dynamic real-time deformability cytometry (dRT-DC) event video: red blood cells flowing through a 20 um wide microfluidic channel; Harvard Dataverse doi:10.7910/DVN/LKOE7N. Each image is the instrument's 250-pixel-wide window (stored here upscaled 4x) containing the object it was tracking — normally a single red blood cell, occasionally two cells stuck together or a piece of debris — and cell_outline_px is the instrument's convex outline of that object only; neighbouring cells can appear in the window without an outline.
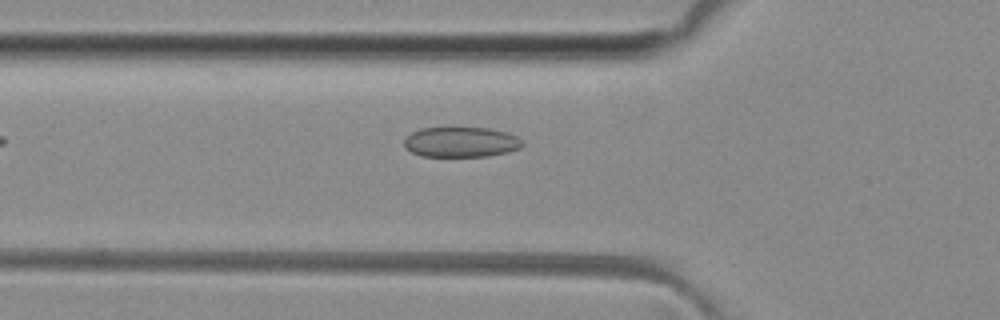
{"species": "common noctule bat (a hibernating species)", "species_latin": "Nyctalus noctula", "temperature_condition": "room temperature", "stored_images_in_passage": 32, "camera_frame_rate_fps": 3000, "um_per_image_px": 0.085, "animal": {"sex": "female", "body_mass_g": 29.2, "forearm_length_mm": 56.3}, "frame": {"image": 1, "passage_image": 4, "time_ms": 1.0, "image_size_px": [1000, 320], "cell_outline_px": [[524, 144], [520, 148], [508, 152], [488, 156], [420, 156], [412, 152], [404, 144], [404, 136], [420, 128], [452, 124], [488, 128], [504, 132], [516, 136], [524, 140]], "centroid_in_image_um": [39.16, 12.02], "position_along_channel_um": 86.6, "area_um2": 21.79}}
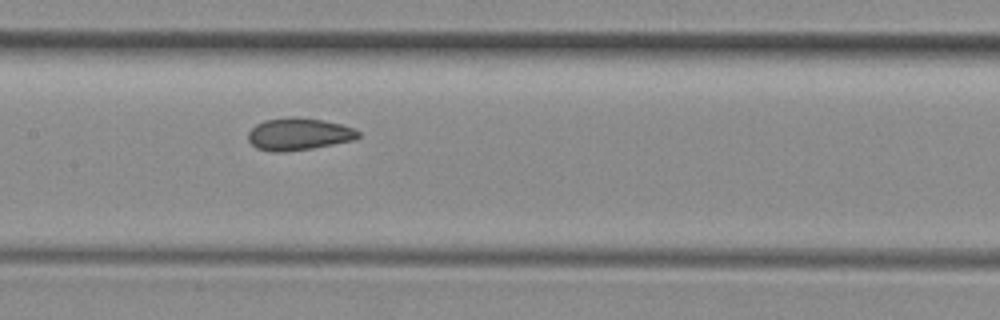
{"frame": {"image": 2, "passage_image": 11, "time_ms": 3.333, "image_size_px": [1000, 320], "cell_outline_px": [[360, 136], [352, 140], [312, 148], [284, 152], [272, 152], [256, 148], [248, 140], [248, 132], [256, 124], [264, 120], [288, 116], [296, 116], [324, 120], [340, 124], [352, 128], [360, 132]], "centroid_in_image_um": [25.35, 11.39], "position_along_channel_um": 182.1, "area_um2": 20.75}}
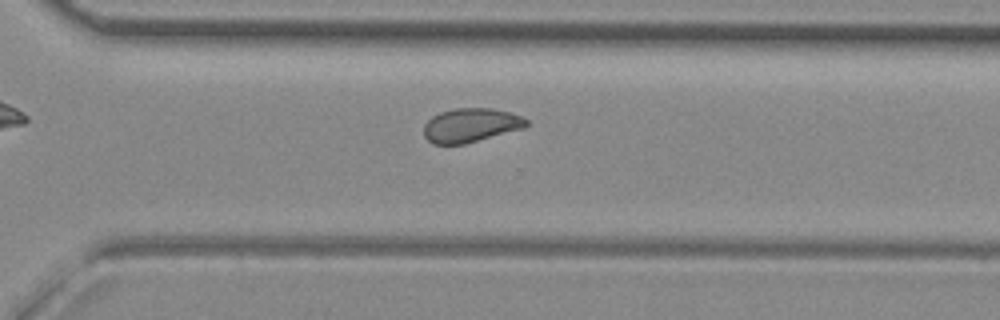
{"frame": {"image": 3, "passage_image": 22, "time_ms": 7.0, "image_size_px": [1000, 320], "cell_outline_px": [[528, 124], [524, 128], [464, 144], [432, 144], [424, 136], [424, 124], [432, 116], [440, 112], [456, 108], [492, 108], [508, 112], [520, 116], [528, 120]], "centroid_in_image_um": [39.99, 10.64], "position_along_channel_um": 330.6, "area_um2": 20.23}, "authors_computed_cell_mechanics": {"area_um2": 20.6924, "velocity_mm_per_s": 4.0694, "shape_relaxation_time_tau1_ms": null, "shape_relaxation_time_tau2_ms": 1.5742, "deformation_change_tau1": null, "deformation_change_tau2": 0.0717}}